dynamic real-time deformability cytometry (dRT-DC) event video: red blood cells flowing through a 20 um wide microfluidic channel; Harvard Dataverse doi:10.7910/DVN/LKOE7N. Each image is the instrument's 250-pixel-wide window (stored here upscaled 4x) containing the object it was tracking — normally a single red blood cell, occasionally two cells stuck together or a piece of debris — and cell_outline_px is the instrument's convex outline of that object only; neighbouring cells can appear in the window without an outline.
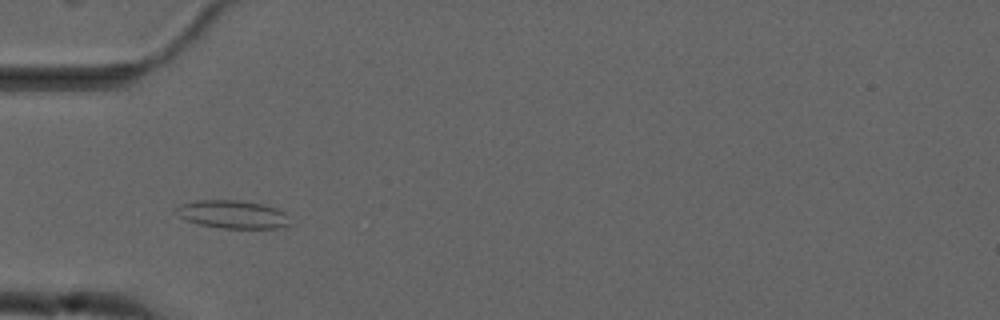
{"species": "common noctule bat (a hibernating species)", "species_latin": "Nyctalus noctula", "temperature_condition": "cold", "stored_images_in_passage": 49, "camera_frame_rate_fps": 3000, "um_per_image_px": 0.085, "animal": {"sex": "male", "forearm_length_mm": 52.5}, "frame": {"image": 1, "passage_image": 11, "time_ms": 3.333, "image_size_px": [1000, 320], "cell_outline_px": [[292, 224], [288, 228], [220, 228], [200, 224], [188, 220], [180, 216], [172, 208], [180, 204], [196, 200], [236, 200], [264, 204], [276, 208], [284, 212]], "centroid_in_image_um": [19.8, 18.22], "position_along_channel_um": 65.2, "area_um2": 18.79}}
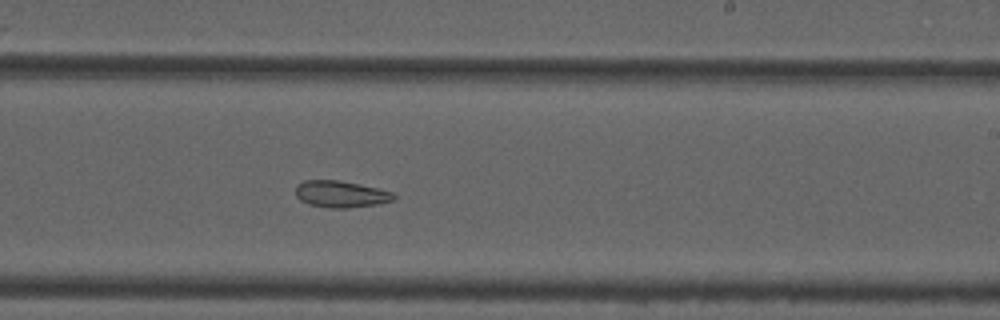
{"frame": {"image": 2, "passage_image": 27, "time_ms": 8.667, "image_size_px": [1000, 320], "cell_outline_px": [[396, 196], [392, 200], [376, 204], [348, 208], [328, 208], [308, 204], [300, 200], [296, 196], [296, 184], [304, 180], [336, 180], [376, 188], [392, 192]], "centroid_in_image_um": [28.91, 16.5], "position_along_channel_um": 260.1, "area_um2": 15.09}}
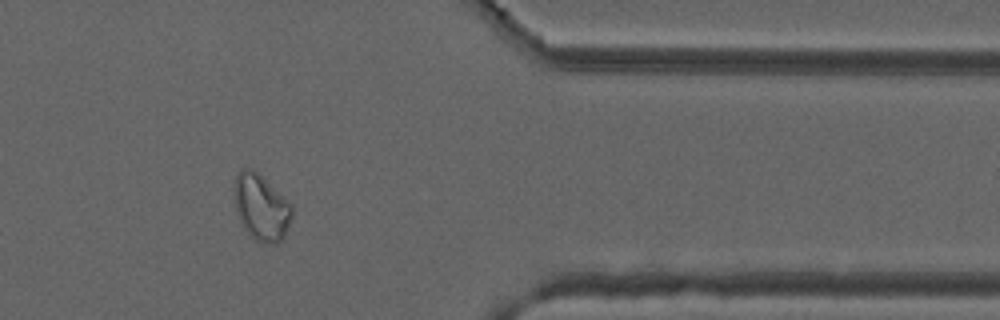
{"frame": {"image": 3, "passage_image": 39, "time_ms": 12.667, "image_size_px": [1000, 320], "cell_outline_px": [[292, 216], [284, 236], [276, 244], [264, 244], [256, 240], [244, 228], [236, 212], [232, 188], [236, 176], [240, 168], [252, 168], [288, 200], [292, 204]], "centroid_in_image_um": [22.17, 17.61], "position_along_channel_um": 389.2, "area_um2": 22.37}, "authors_computed_cell_mechanics": {"area_um2": 18.4382, "velocity_mm_per_s": 3.6838, "shape_relaxation_time_tau1_ms": null, "shape_relaxation_time_tau2_ms": 5.2724, "deformation_change_tau1": null, "deformation_change_tau2": 0.1085}}